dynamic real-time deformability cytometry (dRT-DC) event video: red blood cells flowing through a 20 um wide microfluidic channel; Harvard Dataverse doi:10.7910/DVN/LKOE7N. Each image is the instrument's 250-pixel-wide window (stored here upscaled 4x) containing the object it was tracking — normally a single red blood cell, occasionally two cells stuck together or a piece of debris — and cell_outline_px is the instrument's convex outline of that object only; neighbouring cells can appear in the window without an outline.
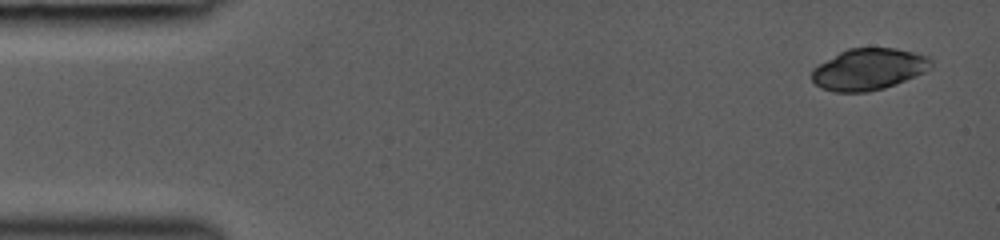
{"species": "common noctule bat (a hibernating species)", "species_latin": "Nyctalus noctula", "temperature_condition": "room temperature", "stored_images_in_passage": 10, "camera_frame_rate_fps": 3000, "um_per_image_px": 0.085, "animal": {"sex": "female", "body_mass_g": 19.0, "forearm_length_mm": 53.3}, "frame": {"image": 1, "passage_image": 1, "time_ms": 0.0, "image_size_px": [1000, 240], "cell_outline_px": [[932, 68], [924, 72], [896, 84], [884, 88], [868, 92], [836, 92], [820, 88], [812, 80], [812, 72], [820, 64], [840, 52], [848, 48], [896, 48], [928, 56], [932, 60]], "centroid_in_image_um": [73.87, 5.89], "position_along_channel_um": 11.1, "area_um2": 28.67}}
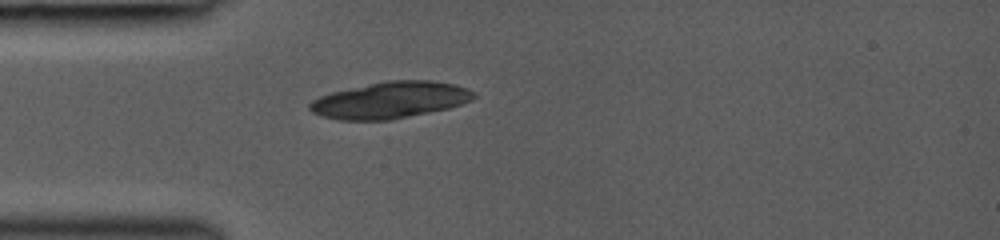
{"frame": {"image": 2, "passage_image": 6, "time_ms": 3.667, "image_size_px": [1000, 240], "cell_outline_px": [[476, 96], [472, 100], [448, 108], [392, 120], [336, 120], [320, 116], [312, 112], [308, 108], [308, 104], [312, 100], [320, 96], [332, 92], [388, 80], [432, 80], [452, 84], [468, 88], [476, 92]], "centroid_in_image_um": [33.16, 8.51], "position_along_channel_um": 51.8, "area_um2": 34.97}}